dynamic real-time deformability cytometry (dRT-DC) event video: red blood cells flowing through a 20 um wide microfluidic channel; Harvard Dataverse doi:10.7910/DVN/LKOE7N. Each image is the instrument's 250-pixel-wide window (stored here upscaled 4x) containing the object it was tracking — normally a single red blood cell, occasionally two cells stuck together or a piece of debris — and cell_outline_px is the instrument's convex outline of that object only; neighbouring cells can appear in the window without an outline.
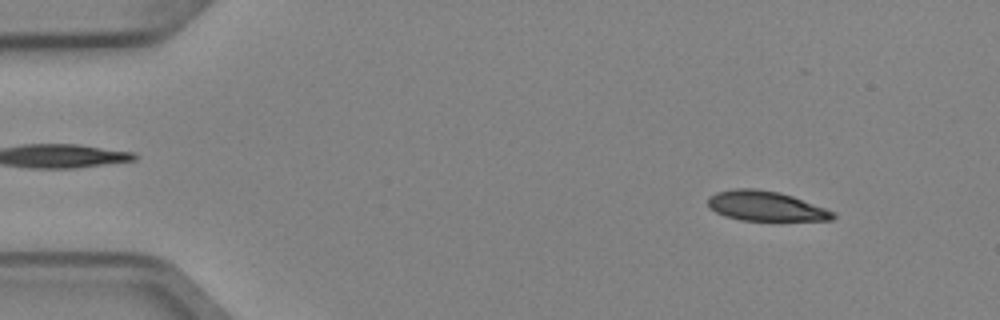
{"species": "Egyptian fruit bat (a non-hibernating species)", "species_latin": "Rousettus aegyptiacus", "temperature_condition": "cold", "stored_images_in_passage": 6, "camera_frame_rate_fps": 3000, "um_per_image_px": 0.085, "animal": {"sex": "female"}, "frame": {"image": 1, "passage_image": 1, "time_ms": 0.0, "image_size_px": [1000, 320], "cell_outline_px": [[836, 216], [832, 220], [740, 220], [724, 216], [708, 208], [708, 196], [716, 192], [732, 188], [756, 188], [780, 192], [792, 196], [836, 212]], "centroid_in_image_um": [65.04, 17.5], "position_along_channel_um": 20.0, "area_um2": 21.85}}
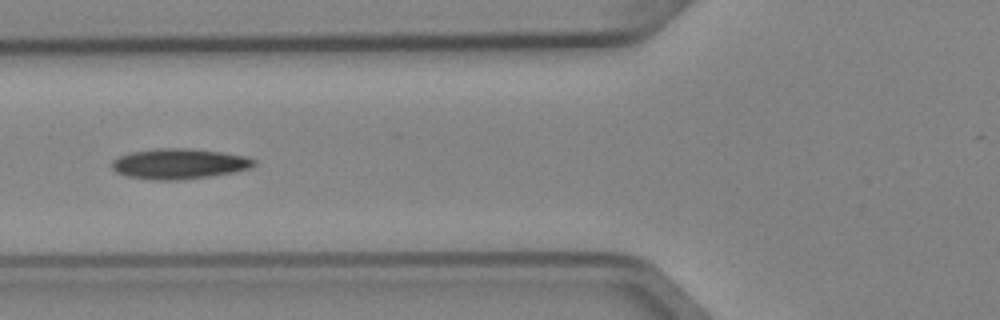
{"frame": {"image": 2, "passage_image": 5, "time_ms": 1.333, "image_size_px": [1000, 320], "cell_outline_px": [[256, 164], [248, 168], [232, 172], [212, 176], [180, 180], [152, 180], [128, 176], [116, 172], [112, 168], [112, 160], [120, 156], [132, 152], [160, 148], [184, 148], [220, 152], [244, 156], [256, 160]], "centroid_in_image_um": [15.21, 13.93], "position_along_channel_um": 110.6, "area_um2": 24.91}}
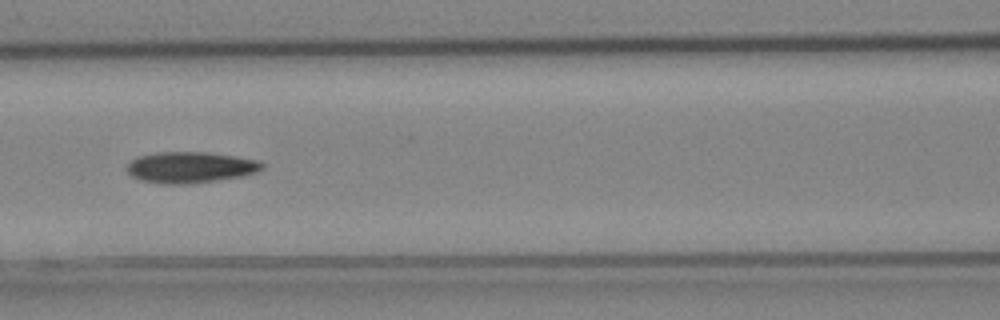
{"frame": {"image": 3, "passage_image": 6, "time_ms": 1.667, "image_size_px": [1000, 320], "cell_outline_px": [[264, 168], [256, 172], [244, 176], [188, 184], [160, 184], [140, 180], [132, 176], [128, 172], [128, 164], [132, 160], [140, 156], [156, 152], [204, 152], [236, 156], [256, 160], [264, 164]], "centroid_in_image_um": [16.19, 14.23], "position_along_channel_um": 150.4, "area_um2": 24.45}}